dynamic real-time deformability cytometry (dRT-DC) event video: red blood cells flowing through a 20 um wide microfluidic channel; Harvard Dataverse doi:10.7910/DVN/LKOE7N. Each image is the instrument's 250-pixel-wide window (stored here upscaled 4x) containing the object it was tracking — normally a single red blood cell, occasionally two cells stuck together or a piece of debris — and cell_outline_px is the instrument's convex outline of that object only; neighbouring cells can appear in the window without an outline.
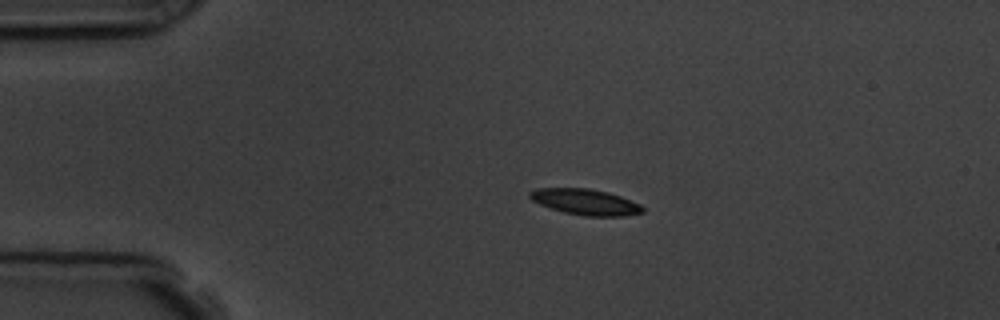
{"species": "common noctule bat (a hibernating species)", "species_latin": "Nyctalus noctula", "temperature_condition": "room temperature", "stored_images_in_passage": 4, "camera_frame_rate_fps": 3000, "um_per_image_px": 0.085, "animal": {"sex": "male", "body_mass_g": 19.5, "forearm_length_mm": 54.6}, "frame": {"image": 1, "passage_image": 3, "time_ms": 2.333, "image_size_px": [1000, 320], "cell_outline_px": [[644, 212], [624, 216], [584, 216], [564, 212], [540, 204], [532, 200], [528, 196], [528, 192], [536, 188], [588, 188], [608, 192], [620, 196], [640, 204], [644, 208]], "centroid_in_image_um": [49.75, 17.16], "position_along_channel_um": 35.2, "area_um2": 16.99}}